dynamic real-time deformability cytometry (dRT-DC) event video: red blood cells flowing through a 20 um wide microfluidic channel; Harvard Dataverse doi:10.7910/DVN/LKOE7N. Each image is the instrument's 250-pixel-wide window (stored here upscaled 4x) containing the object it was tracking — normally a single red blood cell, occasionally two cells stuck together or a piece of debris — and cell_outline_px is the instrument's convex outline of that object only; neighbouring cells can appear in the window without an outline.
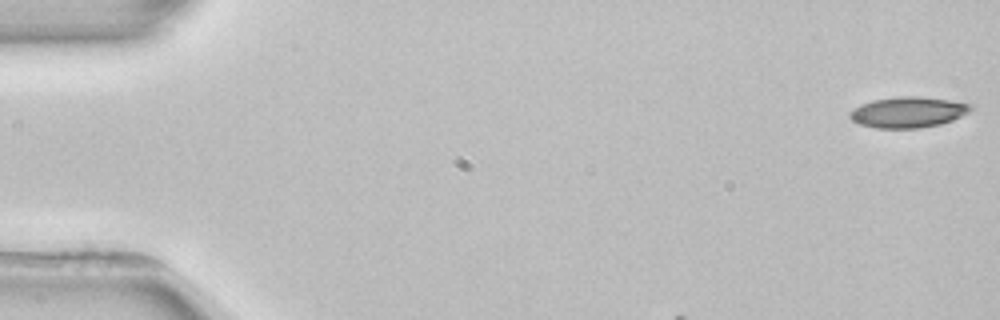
{"species": "common noctule bat (a hibernating species)", "species_latin": "Nyctalus noctula", "temperature_condition": "room temperature", "stored_images_in_passage": 5, "camera_frame_rate_fps": 3000, "um_per_image_px": 0.085, "animal": {"sex": "female", "body_mass_g": 22.7, "forearm_length_mm": 54.2}, "frame": {"image": 1, "passage_image": 1, "time_ms": 0.0, "image_size_px": [1000, 320], "cell_outline_px": [[972, 108], [968, 112], [952, 120], [940, 124], [920, 128], [876, 128], [860, 124], [852, 120], [848, 116], [848, 112], [852, 108], [860, 104], [872, 100], [900, 96], [916, 96], [948, 100], [972, 104]], "centroid_in_image_um": [77.13, 9.53], "position_along_channel_um": 7.9, "area_um2": 21.68}}